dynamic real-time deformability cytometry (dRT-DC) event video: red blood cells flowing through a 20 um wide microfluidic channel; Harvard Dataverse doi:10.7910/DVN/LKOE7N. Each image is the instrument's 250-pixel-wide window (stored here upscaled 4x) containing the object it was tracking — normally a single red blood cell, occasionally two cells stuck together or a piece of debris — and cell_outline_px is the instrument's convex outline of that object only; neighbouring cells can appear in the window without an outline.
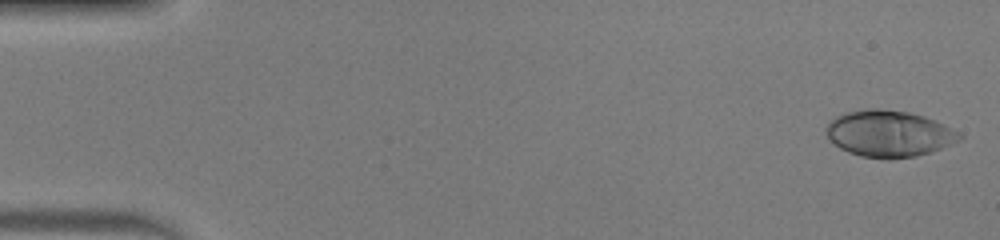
{"species": "human", "species_latin": "Homo sapiens", "temperature_condition": "warm", "stored_images_in_passage": 50, "camera_frame_rate_fps": 3000, "um_per_image_px": 0.085, "donor": {"sex": "male"}, "frame": {"image": 1, "passage_image": 1, "time_ms": 0.0, "image_size_px": [1000, 240], "cell_outline_px": [[964, 136], [960, 140], [940, 148], [916, 156], [888, 160], [860, 156], [848, 152], [840, 148], [824, 132], [828, 124], [836, 116], [844, 112], [868, 108], [876, 108], [908, 112], [924, 116], [952, 128], [960, 132]], "centroid_in_image_um": [75.55, 11.36], "position_along_channel_um": 9.4, "area_um2": 36.07}}
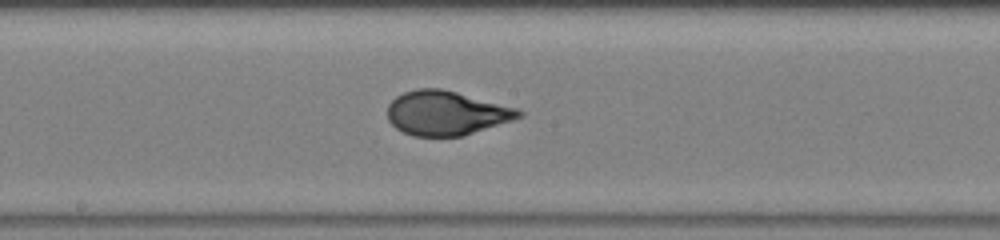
{"frame": {"image": 2, "passage_image": 27, "time_ms": 8.667, "image_size_px": [1000, 240], "cell_outline_px": [[524, 116], [464, 136], [412, 136], [396, 128], [388, 120], [388, 104], [396, 96], [404, 92], [416, 88], [440, 88], [456, 92], [516, 108], [524, 112]], "centroid_in_image_um": [37.91, 9.61], "position_along_channel_um": 210.3, "area_um2": 33.76}}
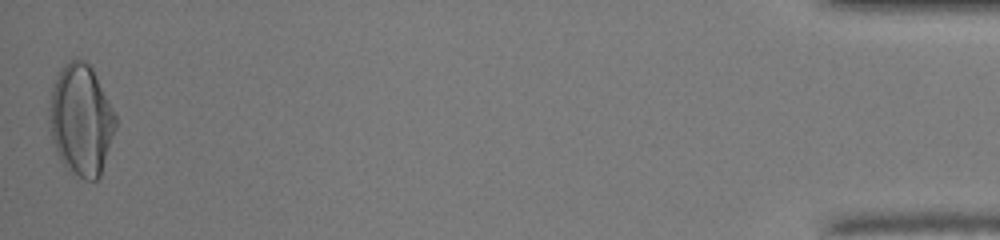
{"frame": {"image": 3, "passage_image": 50, "time_ms": 16.333, "image_size_px": [1000, 240], "cell_outline_px": [[116, 128], [100, 176], [96, 180], [84, 180], [68, 172], [60, 160], [56, 152], [52, 140], [48, 124], [48, 108], [52, 84], [64, 64], [68, 60], [76, 56], [84, 60], [92, 68], [116, 116]], "centroid_in_image_um": [6.85, 10.2], "position_along_channel_um": 428.3, "area_um2": 43.47}, "authors_computed_cell_mechanics": {"area_um2": 34.2465, "velocity_mm_per_s": 4.0569, "shape_relaxation_time_tau1_ms": 6.0486, "shape_relaxation_time_tau2_ms": null, "deformation_change_tau1": 0.2861, "deformation_change_tau2": null}}